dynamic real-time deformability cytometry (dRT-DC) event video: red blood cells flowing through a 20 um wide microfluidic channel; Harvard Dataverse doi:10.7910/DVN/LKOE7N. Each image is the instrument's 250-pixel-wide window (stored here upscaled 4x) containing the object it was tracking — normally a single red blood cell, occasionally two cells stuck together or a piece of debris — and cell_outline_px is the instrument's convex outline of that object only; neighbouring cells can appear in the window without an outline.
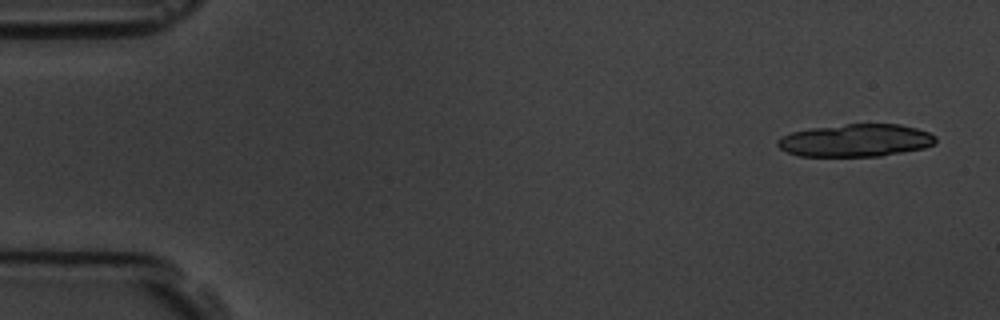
{"species": "common noctule bat (a hibernating species)", "species_latin": "Nyctalus noctula", "temperature_condition": "room temperature", "stored_images_in_passage": 5, "camera_frame_rate_fps": 3000, "um_per_image_px": 0.085, "animal": {"sex": "male", "body_mass_g": 19.5, "forearm_length_mm": 54.6}, "frame": {"image": 1, "passage_image": 1, "time_ms": 0.0, "image_size_px": [1000, 320], "cell_outline_px": [[936, 144], [924, 148], [880, 156], [800, 156], [788, 152], [780, 148], [776, 144], [776, 140], [780, 136], [792, 132], [812, 128], [844, 124], [900, 124], [916, 128], [928, 132], [936, 136]], "centroid_in_image_um": [72.73, 11.93], "position_along_channel_um": 12.3, "area_um2": 30.11}}